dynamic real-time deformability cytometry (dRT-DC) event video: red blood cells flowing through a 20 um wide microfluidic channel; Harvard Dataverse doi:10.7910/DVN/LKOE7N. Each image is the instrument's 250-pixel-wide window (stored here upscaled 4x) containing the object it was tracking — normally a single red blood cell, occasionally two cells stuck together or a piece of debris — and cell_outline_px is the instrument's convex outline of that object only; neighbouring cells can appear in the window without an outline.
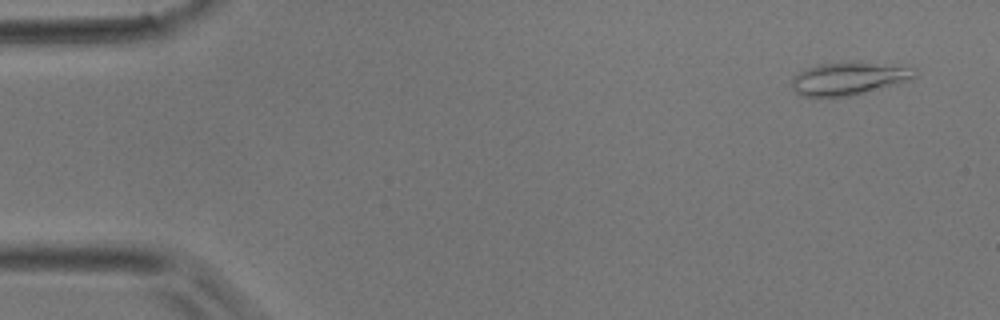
{"species": "common noctule bat (a hibernating species)", "species_latin": "Nyctalus noctula", "temperature_condition": "room temperature", "stored_images_in_passage": 4, "camera_frame_rate_fps": 3000, "um_per_image_px": 0.085, "animal": {"sex": "male", "body_mass_g": 17.9}, "frame": {"image": 1, "passage_image": 1, "time_ms": 0.0, "image_size_px": [1000, 320], "cell_outline_px": [[916, 76], [912, 80], [848, 96], [800, 96], [792, 88], [792, 80], [800, 72], [816, 64], [856, 60], [916, 68]], "centroid_in_image_um": [72.18, 6.64], "position_along_channel_um": 12.8, "area_um2": 23.64}}